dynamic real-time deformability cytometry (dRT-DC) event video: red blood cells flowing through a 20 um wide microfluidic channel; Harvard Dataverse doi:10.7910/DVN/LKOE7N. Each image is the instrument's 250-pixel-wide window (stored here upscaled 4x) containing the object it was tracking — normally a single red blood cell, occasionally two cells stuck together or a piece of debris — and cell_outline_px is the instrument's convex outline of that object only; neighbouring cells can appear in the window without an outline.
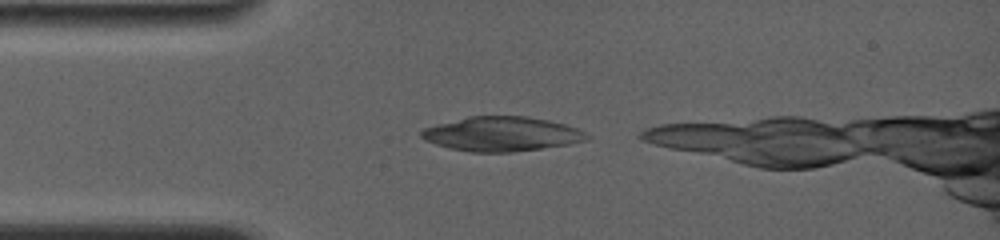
{"species": "common noctule bat (a hibernating species)", "species_latin": "Nyctalus noctula", "temperature_condition": "room temperature", "stored_images_in_passage": 6, "camera_frame_rate_fps": 4000, "um_per_image_px": 0.085, "animal": {"sex": "female", "body_mass_g": 19.0, "forearm_length_mm": 56.7}, "frame": {"image": 1, "passage_image": 5, "time_ms": 0.5, "image_size_px": [1000, 240], "cell_outline_px": [[592, 136], [588, 140], [568, 144], [512, 152], [472, 152], [452, 148], [436, 144], [424, 140], [420, 136], [420, 132], [424, 128], [436, 124], [468, 116], [528, 116], [548, 120], [564, 124], [576, 128]], "centroid_in_image_um": [42.64, 11.38], "position_along_channel_um": 42.4, "area_um2": 33.12}}